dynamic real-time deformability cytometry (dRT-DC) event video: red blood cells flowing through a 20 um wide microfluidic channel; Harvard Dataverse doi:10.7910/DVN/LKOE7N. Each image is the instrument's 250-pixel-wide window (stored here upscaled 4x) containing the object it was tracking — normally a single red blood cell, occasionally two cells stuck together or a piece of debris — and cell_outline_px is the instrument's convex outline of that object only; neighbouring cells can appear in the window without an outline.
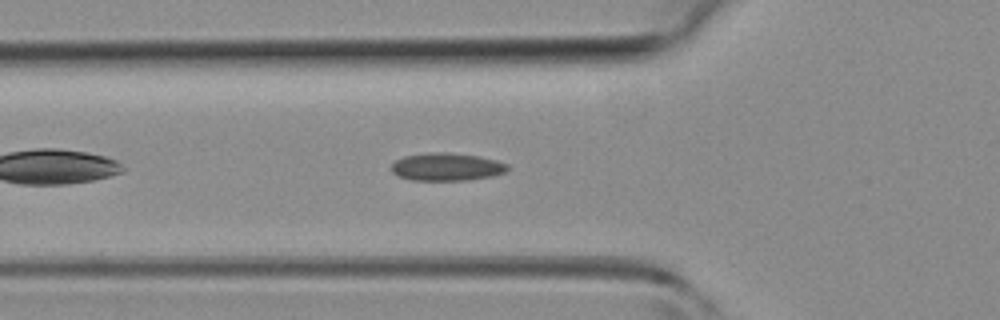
{"species": "common noctule bat (a hibernating species)", "species_latin": "Nyctalus noctula", "temperature_condition": "room temperature", "stored_images_in_passage": 36, "camera_frame_rate_fps": 3000, "um_per_image_px": 0.085, "animal": {"sex": "female", "body_mass_g": 19.3, "forearm_length_mm": 54.1}, "frame": {"image": 1, "passage_image": 5, "time_ms": 1.333, "image_size_px": [1000, 320], "cell_outline_px": [[508, 168], [504, 172], [492, 176], [468, 180], [412, 180], [396, 176], [392, 172], [392, 164], [396, 160], [404, 156], [428, 152], [444, 152], [480, 156], [496, 160], [508, 164]], "centroid_in_image_um": [37.95, 14.18], "position_along_channel_um": 87.9, "area_um2": 18.84}}
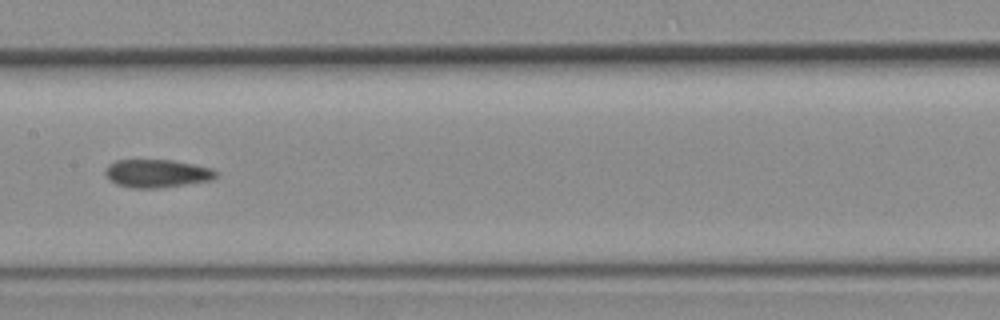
{"frame": {"image": 2, "passage_image": 12, "time_ms": 3.667, "image_size_px": [1000, 320], "cell_outline_px": [[216, 176], [212, 180], [156, 188], [132, 188], [116, 184], [104, 172], [108, 164], [116, 160], [172, 160], [212, 168], [216, 172]], "centroid_in_image_um": [13.32, 14.73], "position_along_channel_um": 194.1, "area_um2": 17.86}}
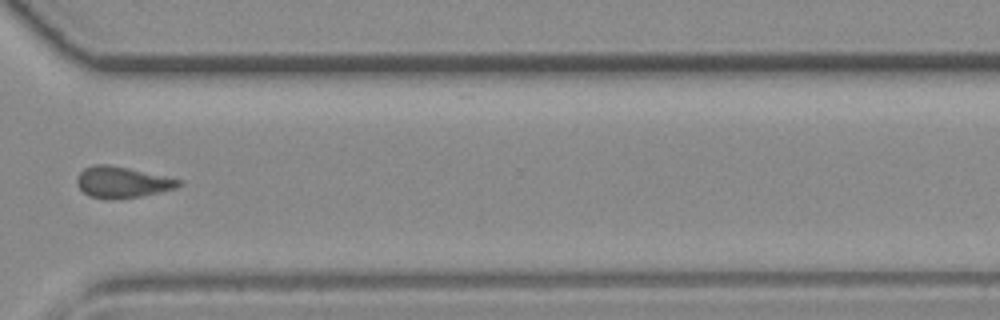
{"frame": {"image": 3, "passage_image": 23, "time_ms": 7.333, "image_size_px": [1000, 320], "cell_outline_px": [[184, 184], [176, 188], [160, 192], [140, 196], [108, 200], [104, 200], [88, 196], [76, 184], [76, 176], [84, 168], [96, 164], [108, 164], [128, 168], [184, 180]], "centroid_in_image_um": [10.38, 15.49], "position_along_channel_um": 360.2, "area_um2": 18.73}}